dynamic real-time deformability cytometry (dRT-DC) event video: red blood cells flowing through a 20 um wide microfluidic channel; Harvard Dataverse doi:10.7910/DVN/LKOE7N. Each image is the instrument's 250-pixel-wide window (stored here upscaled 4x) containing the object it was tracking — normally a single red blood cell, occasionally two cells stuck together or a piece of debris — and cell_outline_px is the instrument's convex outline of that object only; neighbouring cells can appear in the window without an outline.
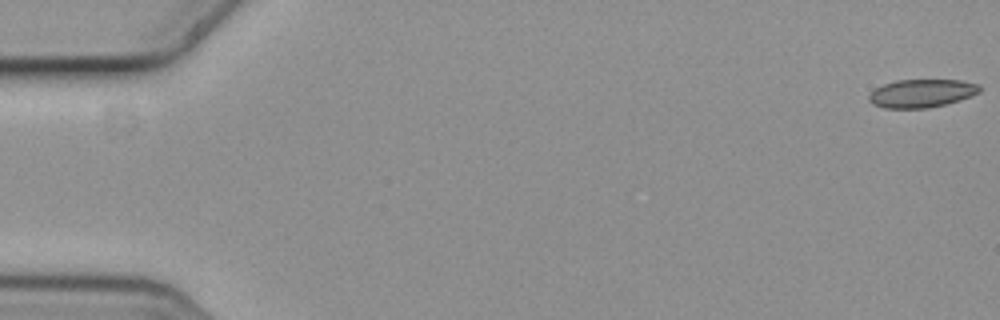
{"species": "common noctule bat (a hibernating species)", "species_latin": "Nyctalus noctula", "temperature_condition": "cold", "stored_images_in_passage": 6, "camera_frame_rate_fps": 3000, "um_per_image_px": 0.085, "animal": {"sex": "female", "body_mass_g": 19.3, "forearm_length_mm": 54.1}, "frame": {"image": 1, "passage_image": 1, "time_ms": 0.0, "image_size_px": [1000, 320], "cell_outline_px": [[980, 92], [972, 96], [960, 100], [928, 108], [884, 108], [872, 104], [868, 100], [868, 96], [876, 88], [884, 84], [896, 80], [960, 80], [980, 84]], "centroid_in_image_um": [78.35, 7.93], "position_along_channel_um": 6.7, "area_um2": 18.21}}